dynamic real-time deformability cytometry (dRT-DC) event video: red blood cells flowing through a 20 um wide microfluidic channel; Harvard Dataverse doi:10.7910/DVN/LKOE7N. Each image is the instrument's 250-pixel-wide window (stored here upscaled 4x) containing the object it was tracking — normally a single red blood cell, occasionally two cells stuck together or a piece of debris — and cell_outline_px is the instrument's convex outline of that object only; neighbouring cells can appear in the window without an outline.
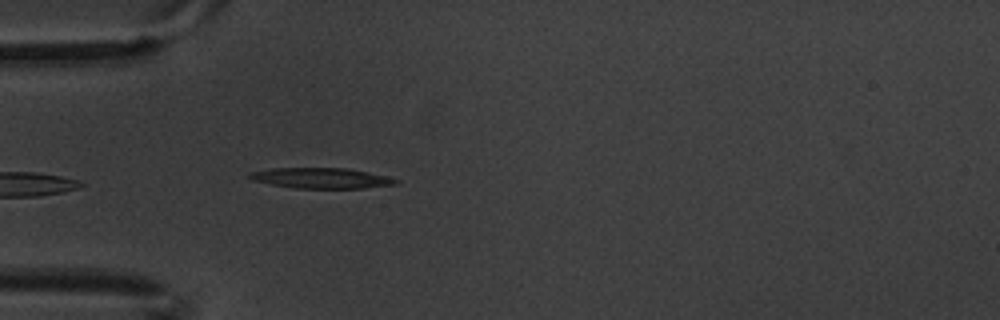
{"species": "common noctule bat (a hibernating species)", "species_latin": "Nyctalus noctula", "temperature_condition": "warm", "stored_images_in_passage": 5, "camera_frame_rate_fps": 3000, "um_per_image_px": 0.085, "animal": {"sex": "male", "body_mass_g": 20.1, "forearm_length_mm": 53.5}, "frame": {"image": 1, "passage_image": 5, "time_ms": 1.333, "image_size_px": [1000, 320], "cell_outline_px": [[400, 180], [396, 184], [364, 188], [296, 188], [272, 184], [252, 180], [244, 176], [248, 172], [272, 168], [348, 168], [388, 176]], "centroid_in_image_um": [27.28, 15.13], "position_along_channel_um": 57.7, "area_um2": 17.57}}